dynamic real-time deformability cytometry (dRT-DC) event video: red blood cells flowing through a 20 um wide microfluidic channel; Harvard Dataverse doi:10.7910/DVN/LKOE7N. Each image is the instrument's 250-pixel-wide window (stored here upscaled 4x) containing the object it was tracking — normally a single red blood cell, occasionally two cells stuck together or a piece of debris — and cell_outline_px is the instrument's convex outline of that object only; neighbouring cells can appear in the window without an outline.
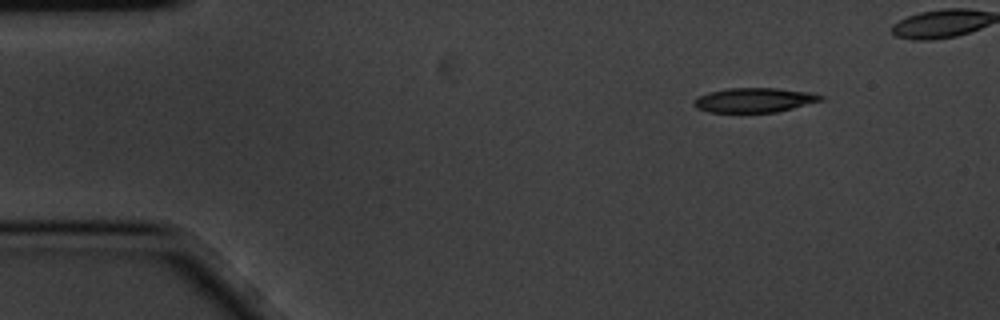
{"species": "common noctule bat (a hibernating species)", "species_latin": "Nyctalus noctula", "temperature_condition": "cold", "stored_images_in_passage": 4, "camera_frame_rate_fps": 3000, "um_per_image_px": 0.085, "animal": {"sex": "male", "body_mass_g": 20.1, "forearm_length_mm": 53.5}, "frame": {"image": 1, "passage_image": 1, "time_ms": 0.0, "image_size_px": [1000, 320], "cell_outline_px": [[824, 100], [776, 112], [708, 112], [696, 108], [692, 104], [692, 100], [696, 96], [708, 92], [728, 88], [776, 88], [812, 92], [824, 96]], "centroid_in_image_um": [64.08, 8.5], "position_along_channel_um": 20.9, "area_um2": 18.32}}